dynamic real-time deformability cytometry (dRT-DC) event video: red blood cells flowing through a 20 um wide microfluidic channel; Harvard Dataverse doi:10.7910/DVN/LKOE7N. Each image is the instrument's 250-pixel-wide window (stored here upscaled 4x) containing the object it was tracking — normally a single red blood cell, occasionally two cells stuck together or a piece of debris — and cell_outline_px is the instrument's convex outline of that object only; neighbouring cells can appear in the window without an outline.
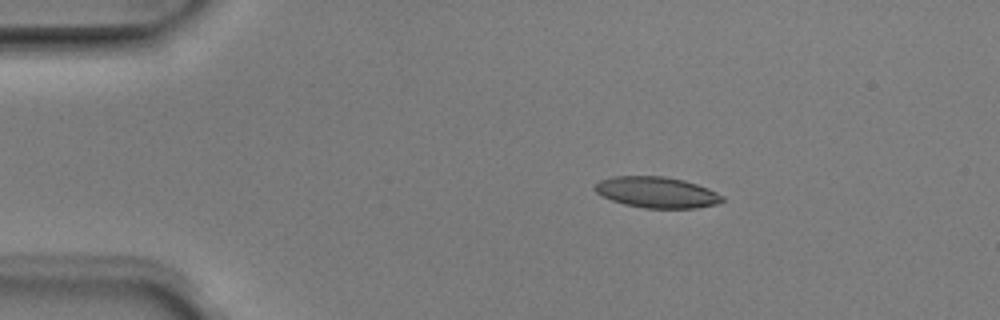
{"species": "Egyptian fruit bat (a non-hibernating species)", "species_latin": "Rousettus aegyptiacus", "temperature_condition": "room temperature", "stored_images_in_passage": 3, "camera_frame_rate_fps": 3000, "um_per_image_px": 0.085, "animal": {"sex": "male"}, "frame": {"image": 1, "passage_image": 2, "time_ms": 0.333, "image_size_px": [1000, 320], "cell_outline_px": [[724, 200], [716, 204], [696, 208], [644, 208], [624, 204], [612, 200], [596, 192], [592, 188], [600, 180], [612, 176], [664, 176], [684, 180], [708, 188], [724, 196]], "centroid_in_image_um": [55.82, 16.34], "position_along_channel_um": 29.2, "area_um2": 23.0}}